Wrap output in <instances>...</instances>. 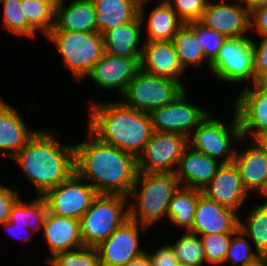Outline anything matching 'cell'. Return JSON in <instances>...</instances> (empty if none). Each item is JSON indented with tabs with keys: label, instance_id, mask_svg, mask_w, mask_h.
<instances>
[{
	"label": "cell",
	"instance_id": "1",
	"mask_svg": "<svg viewBox=\"0 0 267 266\" xmlns=\"http://www.w3.org/2000/svg\"><path fill=\"white\" fill-rule=\"evenodd\" d=\"M89 133V141L74 145L75 173L99 194L128 197L138 174L137 157Z\"/></svg>",
	"mask_w": 267,
	"mask_h": 266
},
{
	"label": "cell",
	"instance_id": "2",
	"mask_svg": "<svg viewBox=\"0 0 267 266\" xmlns=\"http://www.w3.org/2000/svg\"><path fill=\"white\" fill-rule=\"evenodd\" d=\"M12 160L35 186L38 196L75 172L74 145L60 144L50 131H36Z\"/></svg>",
	"mask_w": 267,
	"mask_h": 266
},
{
	"label": "cell",
	"instance_id": "3",
	"mask_svg": "<svg viewBox=\"0 0 267 266\" xmlns=\"http://www.w3.org/2000/svg\"><path fill=\"white\" fill-rule=\"evenodd\" d=\"M88 130L99 140L138 156L154 132L148 112L123 102L91 104Z\"/></svg>",
	"mask_w": 267,
	"mask_h": 266
},
{
	"label": "cell",
	"instance_id": "4",
	"mask_svg": "<svg viewBox=\"0 0 267 266\" xmlns=\"http://www.w3.org/2000/svg\"><path fill=\"white\" fill-rule=\"evenodd\" d=\"M181 187L175 172H138L135 185L128 196L129 218L149 227L167 215L169 202ZM141 189V190H140Z\"/></svg>",
	"mask_w": 267,
	"mask_h": 266
},
{
	"label": "cell",
	"instance_id": "5",
	"mask_svg": "<svg viewBox=\"0 0 267 266\" xmlns=\"http://www.w3.org/2000/svg\"><path fill=\"white\" fill-rule=\"evenodd\" d=\"M128 199L120 194H98L80 218L84 246L97 247L129 219Z\"/></svg>",
	"mask_w": 267,
	"mask_h": 266
},
{
	"label": "cell",
	"instance_id": "6",
	"mask_svg": "<svg viewBox=\"0 0 267 266\" xmlns=\"http://www.w3.org/2000/svg\"><path fill=\"white\" fill-rule=\"evenodd\" d=\"M46 37L57 45L65 66L78 82L104 54L103 35L96 31H50Z\"/></svg>",
	"mask_w": 267,
	"mask_h": 266
},
{
	"label": "cell",
	"instance_id": "7",
	"mask_svg": "<svg viewBox=\"0 0 267 266\" xmlns=\"http://www.w3.org/2000/svg\"><path fill=\"white\" fill-rule=\"evenodd\" d=\"M184 90L182 82L139 70L121 96L125 105L150 113L153 109L174 101Z\"/></svg>",
	"mask_w": 267,
	"mask_h": 266
},
{
	"label": "cell",
	"instance_id": "8",
	"mask_svg": "<svg viewBox=\"0 0 267 266\" xmlns=\"http://www.w3.org/2000/svg\"><path fill=\"white\" fill-rule=\"evenodd\" d=\"M253 40L248 36L228 37L209 69L222 81L255 83Z\"/></svg>",
	"mask_w": 267,
	"mask_h": 266
},
{
	"label": "cell",
	"instance_id": "9",
	"mask_svg": "<svg viewBox=\"0 0 267 266\" xmlns=\"http://www.w3.org/2000/svg\"><path fill=\"white\" fill-rule=\"evenodd\" d=\"M194 130L193 135L188 137L189 146L217 160L222 156L221 163L233 162L236 149H232L231 141L243 140L237 115L230 128L223 121L208 115Z\"/></svg>",
	"mask_w": 267,
	"mask_h": 266
},
{
	"label": "cell",
	"instance_id": "10",
	"mask_svg": "<svg viewBox=\"0 0 267 266\" xmlns=\"http://www.w3.org/2000/svg\"><path fill=\"white\" fill-rule=\"evenodd\" d=\"M188 139L178 133L154 131L143 151L137 156L138 172H175L184 149L189 145Z\"/></svg>",
	"mask_w": 267,
	"mask_h": 266
},
{
	"label": "cell",
	"instance_id": "11",
	"mask_svg": "<svg viewBox=\"0 0 267 266\" xmlns=\"http://www.w3.org/2000/svg\"><path fill=\"white\" fill-rule=\"evenodd\" d=\"M75 172L55 188L48 190L44 198L50 213L80 219L98 196L96 189L85 184Z\"/></svg>",
	"mask_w": 267,
	"mask_h": 266
},
{
	"label": "cell",
	"instance_id": "12",
	"mask_svg": "<svg viewBox=\"0 0 267 266\" xmlns=\"http://www.w3.org/2000/svg\"><path fill=\"white\" fill-rule=\"evenodd\" d=\"M186 90L169 104L153 109L149 114L155 132L178 133L187 137L209 115L199 106L187 102Z\"/></svg>",
	"mask_w": 267,
	"mask_h": 266
},
{
	"label": "cell",
	"instance_id": "13",
	"mask_svg": "<svg viewBox=\"0 0 267 266\" xmlns=\"http://www.w3.org/2000/svg\"><path fill=\"white\" fill-rule=\"evenodd\" d=\"M247 85L234 103L245 142L246 134L250 131L253 141L267 133V86L264 83H254V89H250Z\"/></svg>",
	"mask_w": 267,
	"mask_h": 266
},
{
	"label": "cell",
	"instance_id": "14",
	"mask_svg": "<svg viewBox=\"0 0 267 266\" xmlns=\"http://www.w3.org/2000/svg\"><path fill=\"white\" fill-rule=\"evenodd\" d=\"M139 227L148 228L129 218L96 247L101 266H124L144 252L139 247Z\"/></svg>",
	"mask_w": 267,
	"mask_h": 266
},
{
	"label": "cell",
	"instance_id": "15",
	"mask_svg": "<svg viewBox=\"0 0 267 266\" xmlns=\"http://www.w3.org/2000/svg\"><path fill=\"white\" fill-rule=\"evenodd\" d=\"M198 22L227 38L242 37L250 30V12L238 2H208Z\"/></svg>",
	"mask_w": 267,
	"mask_h": 266
},
{
	"label": "cell",
	"instance_id": "16",
	"mask_svg": "<svg viewBox=\"0 0 267 266\" xmlns=\"http://www.w3.org/2000/svg\"><path fill=\"white\" fill-rule=\"evenodd\" d=\"M236 212L207 198L199 190L195 218L189 231L198 235L234 234L239 230L240 225V219Z\"/></svg>",
	"mask_w": 267,
	"mask_h": 266
},
{
	"label": "cell",
	"instance_id": "17",
	"mask_svg": "<svg viewBox=\"0 0 267 266\" xmlns=\"http://www.w3.org/2000/svg\"><path fill=\"white\" fill-rule=\"evenodd\" d=\"M202 194L219 205L238 211L250 193L245 189L234 162L221 163Z\"/></svg>",
	"mask_w": 267,
	"mask_h": 266
},
{
	"label": "cell",
	"instance_id": "18",
	"mask_svg": "<svg viewBox=\"0 0 267 266\" xmlns=\"http://www.w3.org/2000/svg\"><path fill=\"white\" fill-rule=\"evenodd\" d=\"M140 70V59L113 56L104 53L100 60L91 68L86 77H90L103 89H118L124 93L129 82Z\"/></svg>",
	"mask_w": 267,
	"mask_h": 266
},
{
	"label": "cell",
	"instance_id": "19",
	"mask_svg": "<svg viewBox=\"0 0 267 266\" xmlns=\"http://www.w3.org/2000/svg\"><path fill=\"white\" fill-rule=\"evenodd\" d=\"M140 70L181 82L182 67L172 41H145L142 45Z\"/></svg>",
	"mask_w": 267,
	"mask_h": 266
},
{
	"label": "cell",
	"instance_id": "20",
	"mask_svg": "<svg viewBox=\"0 0 267 266\" xmlns=\"http://www.w3.org/2000/svg\"><path fill=\"white\" fill-rule=\"evenodd\" d=\"M221 165L217 159L187 146L179 160L175 174L182 187L203 190ZM184 182V183H183Z\"/></svg>",
	"mask_w": 267,
	"mask_h": 266
},
{
	"label": "cell",
	"instance_id": "21",
	"mask_svg": "<svg viewBox=\"0 0 267 266\" xmlns=\"http://www.w3.org/2000/svg\"><path fill=\"white\" fill-rule=\"evenodd\" d=\"M144 5L139 7V16L125 24L109 29L103 34L104 38V53L127 57L131 59H140L142 48L139 47L141 37V25L144 22Z\"/></svg>",
	"mask_w": 267,
	"mask_h": 266
},
{
	"label": "cell",
	"instance_id": "22",
	"mask_svg": "<svg viewBox=\"0 0 267 266\" xmlns=\"http://www.w3.org/2000/svg\"><path fill=\"white\" fill-rule=\"evenodd\" d=\"M42 235L48 243L47 246L52 256L84 246L81 238L80 219L62 217L49 212Z\"/></svg>",
	"mask_w": 267,
	"mask_h": 266
},
{
	"label": "cell",
	"instance_id": "23",
	"mask_svg": "<svg viewBox=\"0 0 267 266\" xmlns=\"http://www.w3.org/2000/svg\"><path fill=\"white\" fill-rule=\"evenodd\" d=\"M250 143L241 154L236 150L233 162L247 192L255 190L261 194L267 186V154L255 141Z\"/></svg>",
	"mask_w": 267,
	"mask_h": 266
},
{
	"label": "cell",
	"instance_id": "24",
	"mask_svg": "<svg viewBox=\"0 0 267 266\" xmlns=\"http://www.w3.org/2000/svg\"><path fill=\"white\" fill-rule=\"evenodd\" d=\"M35 133L0 96V152L3 150V154L12 159Z\"/></svg>",
	"mask_w": 267,
	"mask_h": 266
},
{
	"label": "cell",
	"instance_id": "25",
	"mask_svg": "<svg viewBox=\"0 0 267 266\" xmlns=\"http://www.w3.org/2000/svg\"><path fill=\"white\" fill-rule=\"evenodd\" d=\"M95 7L92 0H73L67 7L55 10V23L51 31H96Z\"/></svg>",
	"mask_w": 267,
	"mask_h": 266
},
{
	"label": "cell",
	"instance_id": "26",
	"mask_svg": "<svg viewBox=\"0 0 267 266\" xmlns=\"http://www.w3.org/2000/svg\"><path fill=\"white\" fill-rule=\"evenodd\" d=\"M92 2L96 11V32L101 35L139 16L140 4L137 0H92Z\"/></svg>",
	"mask_w": 267,
	"mask_h": 266
},
{
	"label": "cell",
	"instance_id": "27",
	"mask_svg": "<svg viewBox=\"0 0 267 266\" xmlns=\"http://www.w3.org/2000/svg\"><path fill=\"white\" fill-rule=\"evenodd\" d=\"M184 22L167 1H160L150 13L145 41H172Z\"/></svg>",
	"mask_w": 267,
	"mask_h": 266
},
{
	"label": "cell",
	"instance_id": "28",
	"mask_svg": "<svg viewBox=\"0 0 267 266\" xmlns=\"http://www.w3.org/2000/svg\"><path fill=\"white\" fill-rule=\"evenodd\" d=\"M172 43L184 69H187L188 65L198 68L207 60L197 40L195 22L184 23L173 37Z\"/></svg>",
	"mask_w": 267,
	"mask_h": 266
},
{
	"label": "cell",
	"instance_id": "29",
	"mask_svg": "<svg viewBox=\"0 0 267 266\" xmlns=\"http://www.w3.org/2000/svg\"><path fill=\"white\" fill-rule=\"evenodd\" d=\"M199 199V190L180 187L171 198L167 210L168 219L175 225L192 228Z\"/></svg>",
	"mask_w": 267,
	"mask_h": 266
},
{
	"label": "cell",
	"instance_id": "30",
	"mask_svg": "<svg viewBox=\"0 0 267 266\" xmlns=\"http://www.w3.org/2000/svg\"><path fill=\"white\" fill-rule=\"evenodd\" d=\"M49 213L48 206L42 196H38L29 203L22 202L19 199L11 209L8 221L15 226L24 227L32 230H43L46 217Z\"/></svg>",
	"mask_w": 267,
	"mask_h": 266
},
{
	"label": "cell",
	"instance_id": "31",
	"mask_svg": "<svg viewBox=\"0 0 267 266\" xmlns=\"http://www.w3.org/2000/svg\"><path fill=\"white\" fill-rule=\"evenodd\" d=\"M248 215L240 219L239 229L244 235H250L259 254L267 255V204L255 206Z\"/></svg>",
	"mask_w": 267,
	"mask_h": 266
},
{
	"label": "cell",
	"instance_id": "32",
	"mask_svg": "<svg viewBox=\"0 0 267 266\" xmlns=\"http://www.w3.org/2000/svg\"><path fill=\"white\" fill-rule=\"evenodd\" d=\"M21 9L27 19L29 26L37 33L45 36L54 27L55 10L48 4L38 0H21Z\"/></svg>",
	"mask_w": 267,
	"mask_h": 266
},
{
	"label": "cell",
	"instance_id": "33",
	"mask_svg": "<svg viewBox=\"0 0 267 266\" xmlns=\"http://www.w3.org/2000/svg\"><path fill=\"white\" fill-rule=\"evenodd\" d=\"M169 245L181 263L203 266L206 261L205 249L198 234L186 231L174 244Z\"/></svg>",
	"mask_w": 267,
	"mask_h": 266
},
{
	"label": "cell",
	"instance_id": "34",
	"mask_svg": "<svg viewBox=\"0 0 267 266\" xmlns=\"http://www.w3.org/2000/svg\"><path fill=\"white\" fill-rule=\"evenodd\" d=\"M3 4V27L17 36L34 38L36 32L29 26L21 9V0H0Z\"/></svg>",
	"mask_w": 267,
	"mask_h": 266
},
{
	"label": "cell",
	"instance_id": "35",
	"mask_svg": "<svg viewBox=\"0 0 267 266\" xmlns=\"http://www.w3.org/2000/svg\"><path fill=\"white\" fill-rule=\"evenodd\" d=\"M47 262L50 266H101L96 247L87 246L57 253L50 256Z\"/></svg>",
	"mask_w": 267,
	"mask_h": 266
},
{
	"label": "cell",
	"instance_id": "36",
	"mask_svg": "<svg viewBox=\"0 0 267 266\" xmlns=\"http://www.w3.org/2000/svg\"><path fill=\"white\" fill-rule=\"evenodd\" d=\"M234 234L201 235V241L205 249L206 262L220 264L225 261L230 241Z\"/></svg>",
	"mask_w": 267,
	"mask_h": 266
},
{
	"label": "cell",
	"instance_id": "37",
	"mask_svg": "<svg viewBox=\"0 0 267 266\" xmlns=\"http://www.w3.org/2000/svg\"><path fill=\"white\" fill-rule=\"evenodd\" d=\"M195 31L197 32V40H199L200 47L204 51L210 67V63L219 53V50L223 46V43L227 37L214 30L204 27L199 22H195Z\"/></svg>",
	"mask_w": 267,
	"mask_h": 266
},
{
	"label": "cell",
	"instance_id": "38",
	"mask_svg": "<svg viewBox=\"0 0 267 266\" xmlns=\"http://www.w3.org/2000/svg\"><path fill=\"white\" fill-rule=\"evenodd\" d=\"M244 237L246 235L240 229L232 235L224 262L231 260L234 263L232 266H235V263H240L239 266H242L259 255L255 249L252 251L250 243Z\"/></svg>",
	"mask_w": 267,
	"mask_h": 266
},
{
	"label": "cell",
	"instance_id": "39",
	"mask_svg": "<svg viewBox=\"0 0 267 266\" xmlns=\"http://www.w3.org/2000/svg\"><path fill=\"white\" fill-rule=\"evenodd\" d=\"M184 23L198 22L208 4V0H167ZM174 4V5H173ZM174 6V7H173ZM175 8V9H174Z\"/></svg>",
	"mask_w": 267,
	"mask_h": 266
},
{
	"label": "cell",
	"instance_id": "40",
	"mask_svg": "<svg viewBox=\"0 0 267 266\" xmlns=\"http://www.w3.org/2000/svg\"><path fill=\"white\" fill-rule=\"evenodd\" d=\"M255 83H267V34L262 35L259 45L253 41Z\"/></svg>",
	"mask_w": 267,
	"mask_h": 266
},
{
	"label": "cell",
	"instance_id": "41",
	"mask_svg": "<svg viewBox=\"0 0 267 266\" xmlns=\"http://www.w3.org/2000/svg\"><path fill=\"white\" fill-rule=\"evenodd\" d=\"M19 194L0 184V225L8 221L12 207L20 199Z\"/></svg>",
	"mask_w": 267,
	"mask_h": 266
},
{
	"label": "cell",
	"instance_id": "42",
	"mask_svg": "<svg viewBox=\"0 0 267 266\" xmlns=\"http://www.w3.org/2000/svg\"><path fill=\"white\" fill-rule=\"evenodd\" d=\"M153 266H177L179 261L175 257L171 246L164 245L157 249L153 254H150Z\"/></svg>",
	"mask_w": 267,
	"mask_h": 266
},
{
	"label": "cell",
	"instance_id": "43",
	"mask_svg": "<svg viewBox=\"0 0 267 266\" xmlns=\"http://www.w3.org/2000/svg\"><path fill=\"white\" fill-rule=\"evenodd\" d=\"M256 26L260 35L267 34V5L257 7L250 12V29Z\"/></svg>",
	"mask_w": 267,
	"mask_h": 266
},
{
	"label": "cell",
	"instance_id": "44",
	"mask_svg": "<svg viewBox=\"0 0 267 266\" xmlns=\"http://www.w3.org/2000/svg\"><path fill=\"white\" fill-rule=\"evenodd\" d=\"M124 266H153L150 255L144 251L141 255L129 260Z\"/></svg>",
	"mask_w": 267,
	"mask_h": 266
},
{
	"label": "cell",
	"instance_id": "45",
	"mask_svg": "<svg viewBox=\"0 0 267 266\" xmlns=\"http://www.w3.org/2000/svg\"><path fill=\"white\" fill-rule=\"evenodd\" d=\"M4 226V228H6V230H10L11 231V233H13L12 235H16V233H15V231L17 232V230L19 231V232H23V231H29L28 229H26V228H24V227H20V226H15L13 223H11V222H9V221H5L4 223H2L1 224V226ZM13 230H15V231H13ZM24 232V233H25ZM18 233V232H17ZM27 233V232H26ZM26 233L24 234L25 235V237L24 236H22L23 237V239L24 240H29L31 237H32V235H28V236H26ZM21 236V235H20ZM16 237H17V235H16ZM18 238V237H17ZM20 238V237H19Z\"/></svg>",
	"mask_w": 267,
	"mask_h": 266
},
{
	"label": "cell",
	"instance_id": "46",
	"mask_svg": "<svg viewBox=\"0 0 267 266\" xmlns=\"http://www.w3.org/2000/svg\"><path fill=\"white\" fill-rule=\"evenodd\" d=\"M242 266H267V255L259 254Z\"/></svg>",
	"mask_w": 267,
	"mask_h": 266
},
{
	"label": "cell",
	"instance_id": "47",
	"mask_svg": "<svg viewBox=\"0 0 267 266\" xmlns=\"http://www.w3.org/2000/svg\"><path fill=\"white\" fill-rule=\"evenodd\" d=\"M244 7L251 12L253 9L260 7V6H266L267 0H243Z\"/></svg>",
	"mask_w": 267,
	"mask_h": 266
},
{
	"label": "cell",
	"instance_id": "48",
	"mask_svg": "<svg viewBox=\"0 0 267 266\" xmlns=\"http://www.w3.org/2000/svg\"><path fill=\"white\" fill-rule=\"evenodd\" d=\"M257 145H259L264 152L267 154V133L262 134L260 136H258L255 140H254Z\"/></svg>",
	"mask_w": 267,
	"mask_h": 266
},
{
	"label": "cell",
	"instance_id": "49",
	"mask_svg": "<svg viewBox=\"0 0 267 266\" xmlns=\"http://www.w3.org/2000/svg\"><path fill=\"white\" fill-rule=\"evenodd\" d=\"M50 5L54 10L57 8V0H38Z\"/></svg>",
	"mask_w": 267,
	"mask_h": 266
},
{
	"label": "cell",
	"instance_id": "50",
	"mask_svg": "<svg viewBox=\"0 0 267 266\" xmlns=\"http://www.w3.org/2000/svg\"><path fill=\"white\" fill-rule=\"evenodd\" d=\"M260 195L264 196V197L267 199V186H266V188L261 192ZM265 204H267V202H265Z\"/></svg>",
	"mask_w": 267,
	"mask_h": 266
},
{
	"label": "cell",
	"instance_id": "51",
	"mask_svg": "<svg viewBox=\"0 0 267 266\" xmlns=\"http://www.w3.org/2000/svg\"><path fill=\"white\" fill-rule=\"evenodd\" d=\"M137 1L141 5L143 3H146L148 0H137ZM159 1H167V0H159Z\"/></svg>",
	"mask_w": 267,
	"mask_h": 266
},
{
	"label": "cell",
	"instance_id": "52",
	"mask_svg": "<svg viewBox=\"0 0 267 266\" xmlns=\"http://www.w3.org/2000/svg\"><path fill=\"white\" fill-rule=\"evenodd\" d=\"M177 266H197V265L184 264V263L179 262V264Z\"/></svg>",
	"mask_w": 267,
	"mask_h": 266
},
{
	"label": "cell",
	"instance_id": "53",
	"mask_svg": "<svg viewBox=\"0 0 267 266\" xmlns=\"http://www.w3.org/2000/svg\"><path fill=\"white\" fill-rule=\"evenodd\" d=\"M64 4V0H57V7Z\"/></svg>",
	"mask_w": 267,
	"mask_h": 266
},
{
	"label": "cell",
	"instance_id": "54",
	"mask_svg": "<svg viewBox=\"0 0 267 266\" xmlns=\"http://www.w3.org/2000/svg\"><path fill=\"white\" fill-rule=\"evenodd\" d=\"M221 1H226L227 2V0H221ZM233 1V0H232ZM236 1H238V2H240V3H242L243 4V0H234L233 2H235L236 3Z\"/></svg>",
	"mask_w": 267,
	"mask_h": 266
}]
</instances>
